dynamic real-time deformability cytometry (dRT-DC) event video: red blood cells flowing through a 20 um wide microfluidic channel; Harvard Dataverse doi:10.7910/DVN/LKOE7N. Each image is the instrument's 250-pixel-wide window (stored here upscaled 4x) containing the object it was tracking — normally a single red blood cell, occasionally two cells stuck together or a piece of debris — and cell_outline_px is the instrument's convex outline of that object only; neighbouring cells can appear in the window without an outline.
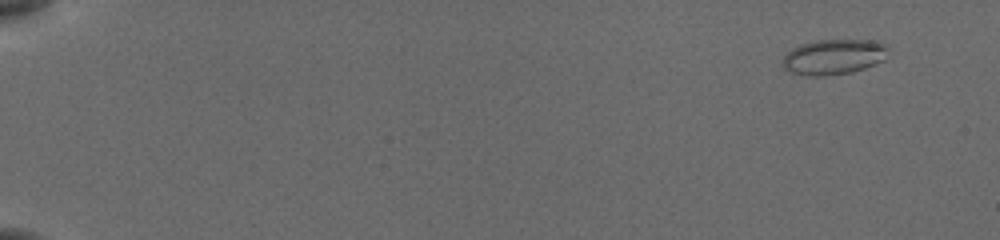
{"species": "common noctule bat (a hibernating species)", "species_latin": "Nyctalus noctula", "temperature_condition": "cold", "stored_images_in_passage": 52, "camera_frame_rate_fps": 3000, "um_per_image_px": 0.085, "animal": {"sex": "female", "body_mass_g": 19.5, "forearm_length_mm": 54.1}, "frame": {"image": 1, "passage_image": 1, "time_ms": 0.0, "image_size_px": [1000, 240], "cell_outline_px": [[888, 48], [884, 60], [864, 68], [852, 72], [824, 76], [808, 76], [792, 72], [784, 68], [780, 64], [784, 56], [792, 48], [800, 44], [816, 40], [880, 40]], "centroid_in_image_um": [70.85, 4.83], "position_along_channel_um": 14.2, "area_um2": 21.85}}
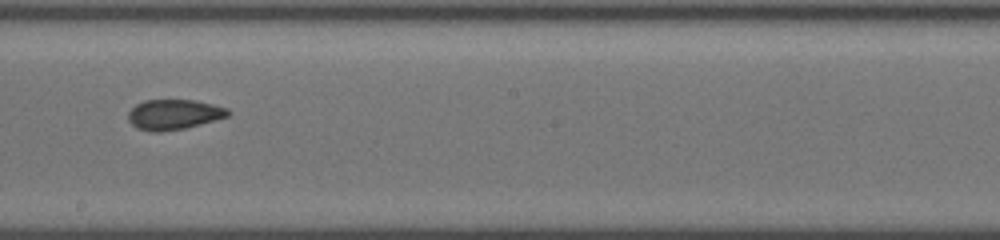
{"frame": {"image": 2, "passage_image": 31, "time_ms": 10.0, "image_size_px": [1000, 240], "cell_outline_px": [[232, 112], [228, 116], [216, 120], [184, 128], [160, 132], [152, 132], [136, 128], [128, 120], [128, 112], [136, 104], [144, 100], [196, 100], [228, 108]], "centroid_in_image_um": [14.78, 9.73], "position_along_channel_um": 233.4, "area_um2": 17.63}}
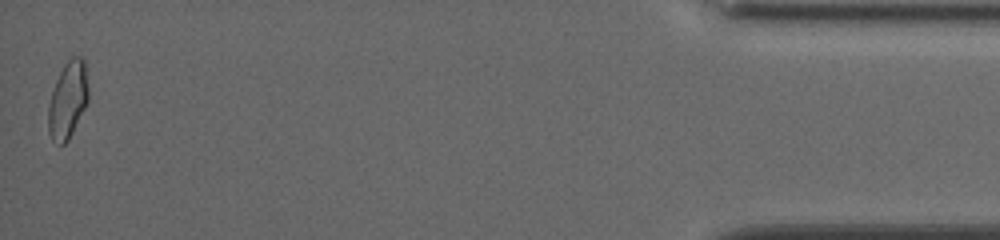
{"frame": {"image": 3, "passage_image": 52, "time_ms": 17.0, "image_size_px": [1000, 240], "cell_outline_px": [[88, 100], [68, 140], [64, 144], [60, 144], [52, 140], [48, 132], [48, 104], [56, 80], [64, 64], [72, 56], [84, 56], [88, 88]], "centroid_in_image_um": [5.76, 8.46], "position_along_channel_um": 429.4, "area_um2": 17.86}, "authors_computed_cell_mechanics": {"area_um2": 17.7157, "velocity_mm_per_s": 3.8745, "shape_relaxation_time_tau1_ms": null, "shape_relaxation_time_tau2_ms": 2.8142, "deformation_change_tau1": null, "deformation_change_tau2": 0.0715}}